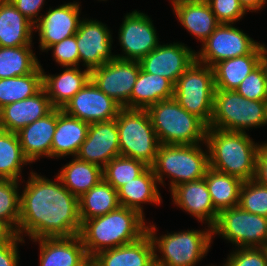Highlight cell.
<instances>
[{
  "label": "cell",
  "instance_id": "29",
  "mask_svg": "<svg viewBox=\"0 0 267 266\" xmlns=\"http://www.w3.org/2000/svg\"><path fill=\"white\" fill-rule=\"evenodd\" d=\"M173 97L174 84L170 80L140 69L131 93L130 109H147L161 100Z\"/></svg>",
  "mask_w": 267,
  "mask_h": 266
},
{
  "label": "cell",
  "instance_id": "33",
  "mask_svg": "<svg viewBox=\"0 0 267 266\" xmlns=\"http://www.w3.org/2000/svg\"><path fill=\"white\" fill-rule=\"evenodd\" d=\"M205 181L215 210L220 213L238 206L243 181L235 176L218 172L210 167L206 170Z\"/></svg>",
  "mask_w": 267,
  "mask_h": 266
},
{
  "label": "cell",
  "instance_id": "49",
  "mask_svg": "<svg viewBox=\"0 0 267 266\" xmlns=\"http://www.w3.org/2000/svg\"><path fill=\"white\" fill-rule=\"evenodd\" d=\"M259 65L262 67L264 75L267 80V46L263 43L260 44V59Z\"/></svg>",
  "mask_w": 267,
  "mask_h": 266
},
{
  "label": "cell",
  "instance_id": "18",
  "mask_svg": "<svg viewBox=\"0 0 267 266\" xmlns=\"http://www.w3.org/2000/svg\"><path fill=\"white\" fill-rule=\"evenodd\" d=\"M119 155V132L116 118L90 123L87 137L81 144L76 157L104 168L108 162Z\"/></svg>",
  "mask_w": 267,
  "mask_h": 266
},
{
  "label": "cell",
  "instance_id": "48",
  "mask_svg": "<svg viewBox=\"0 0 267 266\" xmlns=\"http://www.w3.org/2000/svg\"><path fill=\"white\" fill-rule=\"evenodd\" d=\"M239 2L247 13L260 11L267 4V0H239Z\"/></svg>",
  "mask_w": 267,
  "mask_h": 266
},
{
  "label": "cell",
  "instance_id": "7",
  "mask_svg": "<svg viewBox=\"0 0 267 266\" xmlns=\"http://www.w3.org/2000/svg\"><path fill=\"white\" fill-rule=\"evenodd\" d=\"M267 125V101L246 99L236 90L216 89L213 114L208 127L245 132Z\"/></svg>",
  "mask_w": 267,
  "mask_h": 266
},
{
  "label": "cell",
  "instance_id": "16",
  "mask_svg": "<svg viewBox=\"0 0 267 266\" xmlns=\"http://www.w3.org/2000/svg\"><path fill=\"white\" fill-rule=\"evenodd\" d=\"M196 60V51L182 42L159 44L139 60L144 72L159 75L174 85L178 78Z\"/></svg>",
  "mask_w": 267,
  "mask_h": 266
},
{
  "label": "cell",
  "instance_id": "41",
  "mask_svg": "<svg viewBox=\"0 0 267 266\" xmlns=\"http://www.w3.org/2000/svg\"><path fill=\"white\" fill-rule=\"evenodd\" d=\"M222 266H267L265 247L233 248Z\"/></svg>",
  "mask_w": 267,
  "mask_h": 266
},
{
  "label": "cell",
  "instance_id": "45",
  "mask_svg": "<svg viewBox=\"0 0 267 266\" xmlns=\"http://www.w3.org/2000/svg\"><path fill=\"white\" fill-rule=\"evenodd\" d=\"M15 8L20 11L34 25L42 14L40 13L46 0H10ZM40 14V15H39Z\"/></svg>",
  "mask_w": 267,
  "mask_h": 266
},
{
  "label": "cell",
  "instance_id": "43",
  "mask_svg": "<svg viewBox=\"0 0 267 266\" xmlns=\"http://www.w3.org/2000/svg\"><path fill=\"white\" fill-rule=\"evenodd\" d=\"M220 23L236 24L246 14L239 0H206Z\"/></svg>",
  "mask_w": 267,
  "mask_h": 266
},
{
  "label": "cell",
  "instance_id": "5",
  "mask_svg": "<svg viewBox=\"0 0 267 266\" xmlns=\"http://www.w3.org/2000/svg\"><path fill=\"white\" fill-rule=\"evenodd\" d=\"M146 110L160 144L205 143L208 126L196 115L188 113L174 98L161 100Z\"/></svg>",
  "mask_w": 267,
  "mask_h": 266
},
{
  "label": "cell",
  "instance_id": "23",
  "mask_svg": "<svg viewBox=\"0 0 267 266\" xmlns=\"http://www.w3.org/2000/svg\"><path fill=\"white\" fill-rule=\"evenodd\" d=\"M59 74H46L42 67V87L54 108H63L90 80L91 71L80 66L64 67Z\"/></svg>",
  "mask_w": 267,
  "mask_h": 266
},
{
  "label": "cell",
  "instance_id": "11",
  "mask_svg": "<svg viewBox=\"0 0 267 266\" xmlns=\"http://www.w3.org/2000/svg\"><path fill=\"white\" fill-rule=\"evenodd\" d=\"M234 25L221 23L201 44L196 60L213 67L225 59L251 54L261 44Z\"/></svg>",
  "mask_w": 267,
  "mask_h": 266
},
{
  "label": "cell",
  "instance_id": "46",
  "mask_svg": "<svg viewBox=\"0 0 267 266\" xmlns=\"http://www.w3.org/2000/svg\"><path fill=\"white\" fill-rule=\"evenodd\" d=\"M254 180L267 187V144L265 141L257 152Z\"/></svg>",
  "mask_w": 267,
  "mask_h": 266
},
{
  "label": "cell",
  "instance_id": "19",
  "mask_svg": "<svg viewBox=\"0 0 267 266\" xmlns=\"http://www.w3.org/2000/svg\"><path fill=\"white\" fill-rule=\"evenodd\" d=\"M173 205L213 228L219 213L215 210L205 178L182 183L171 190Z\"/></svg>",
  "mask_w": 267,
  "mask_h": 266
},
{
  "label": "cell",
  "instance_id": "15",
  "mask_svg": "<svg viewBox=\"0 0 267 266\" xmlns=\"http://www.w3.org/2000/svg\"><path fill=\"white\" fill-rule=\"evenodd\" d=\"M80 13V2L73 1L50 7L42 14L34 25V32H38L39 36L40 51L46 52L50 46L75 35L82 20Z\"/></svg>",
  "mask_w": 267,
  "mask_h": 266
},
{
  "label": "cell",
  "instance_id": "47",
  "mask_svg": "<svg viewBox=\"0 0 267 266\" xmlns=\"http://www.w3.org/2000/svg\"><path fill=\"white\" fill-rule=\"evenodd\" d=\"M17 232L6 222L0 219V245L12 241Z\"/></svg>",
  "mask_w": 267,
  "mask_h": 266
},
{
  "label": "cell",
  "instance_id": "14",
  "mask_svg": "<svg viewBox=\"0 0 267 266\" xmlns=\"http://www.w3.org/2000/svg\"><path fill=\"white\" fill-rule=\"evenodd\" d=\"M107 24L99 20L82 17L76 35L79 52V66L92 71L115 58L112 53L113 36Z\"/></svg>",
  "mask_w": 267,
  "mask_h": 266
},
{
  "label": "cell",
  "instance_id": "1",
  "mask_svg": "<svg viewBox=\"0 0 267 266\" xmlns=\"http://www.w3.org/2000/svg\"><path fill=\"white\" fill-rule=\"evenodd\" d=\"M56 180V181H55ZM48 179L33 170L20 192V220L17 235L39 238L73 237L79 235L78 198L56 175Z\"/></svg>",
  "mask_w": 267,
  "mask_h": 266
},
{
  "label": "cell",
  "instance_id": "28",
  "mask_svg": "<svg viewBox=\"0 0 267 266\" xmlns=\"http://www.w3.org/2000/svg\"><path fill=\"white\" fill-rule=\"evenodd\" d=\"M34 24L10 0H0V47L33 45Z\"/></svg>",
  "mask_w": 267,
  "mask_h": 266
},
{
  "label": "cell",
  "instance_id": "8",
  "mask_svg": "<svg viewBox=\"0 0 267 266\" xmlns=\"http://www.w3.org/2000/svg\"><path fill=\"white\" fill-rule=\"evenodd\" d=\"M120 155L144 162L151 167L160 142L146 109L121 108L116 117Z\"/></svg>",
  "mask_w": 267,
  "mask_h": 266
},
{
  "label": "cell",
  "instance_id": "10",
  "mask_svg": "<svg viewBox=\"0 0 267 266\" xmlns=\"http://www.w3.org/2000/svg\"><path fill=\"white\" fill-rule=\"evenodd\" d=\"M212 235H219L235 248L267 246V217L256 215L239 206L222 210L212 228Z\"/></svg>",
  "mask_w": 267,
  "mask_h": 266
},
{
  "label": "cell",
  "instance_id": "39",
  "mask_svg": "<svg viewBox=\"0 0 267 266\" xmlns=\"http://www.w3.org/2000/svg\"><path fill=\"white\" fill-rule=\"evenodd\" d=\"M238 206L250 213L267 217V187L254 179L243 181Z\"/></svg>",
  "mask_w": 267,
  "mask_h": 266
},
{
  "label": "cell",
  "instance_id": "2",
  "mask_svg": "<svg viewBox=\"0 0 267 266\" xmlns=\"http://www.w3.org/2000/svg\"><path fill=\"white\" fill-rule=\"evenodd\" d=\"M145 220L137 210L119 206L105 215L85 220L79 236L87 255L93 258L99 252L138 240L147 232Z\"/></svg>",
  "mask_w": 267,
  "mask_h": 266
},
{
  "label": "cell",
  "instance_id": "31",
  "mask_svg": "<svg viewBox=\"0 0 267 266\" xmlns=\"http://www.w3.org/2000/svg\"><path fill=\"white\" fill-rule=\"evenodd\" d=\"M66 163L57 176L62 184L77 198L94 187L103 179V168L74 156Z\"/></svg>",
  "mask_w": 267,
  "mask_h": 266
},
{
  "label": "cell",
  "instance_id": "26",
  "mask_svg": "<svg viewBox=\"0 0 267 266\" xmlns=\"http://www.w3.org/2000/svg\"><path fill=\"white\" fill-rule=\"evenodd\" d=\"M172 9L178 22L202 43L221 24L206 0L177 3Z\"/></svg>",
  "mask_w": 267,
  "mask_h": 266
},
{
  "label": "cell",
  "instance_id": "12",
  "mask_svg": "<svg viewBox=\"0 0 267 266\" xmlns=\"http://www.w3.org/2000/svg\"><path fill=\"white\" fill-rule=\"evenodd\" d=\"M122 21L118 32L122 54H116L115 58L139 61L161 43L153 20L147 14L135 9L125 14Z\"/></svg>",
  "mask_w": 267,
  "mask_h": 266
},
{
  "label": "cell",
  "instance_id": "38",
  "mask_svg": "<svg viewBox=\"0 0 267 266\" xmlns=\"http://www.w3.org/2000/svg\"><path fill=\"white\" fill-rule=\"evenodd\" d=\"M20 181L0 179V219L16 232L20 220ZM20 188V189H18Z\"/></svg>",
  "mask_w": 267,
  "mask_h": 266
},
{
  "label": "cell",
  "instance_id": "51",
  "mask_svg": "<svg viewBox=\"0 0 267 266\" xmlns=\"http://www.w3.org/2000/svg\"><path fill=\"white\" fill-rule=\"evenodd\" d=\"M187 1H192V0H171V5L172 7L177 4V3H181V2H187Z\"/></svg>",
  "mask_w": 267,
  "mask_h": 266
},
{
  "label": "cell",
  "instance_id": "9",
  "mask_svg": "<svg viewBox=\"0 0 267 266\" xmlns=\"http://www.w3.org/2000/svg\"><path fill=\"white\" fill-rule=\"evenodd\" d=\"M215 90L213 68L195 60L176 81L173 98L209 126Z\"/></svg>",
  "mask_w": 267,
  "mask_h": 266
},
{
  "label": "cell",
  "instance_id": "50",
  "mask_svg": "<svg viewBox=\"0 0 267 266\" xmlns=\"http://www.w3.org/2000/svg\"><path fill=\"white\" fill-rule=\"evenodd\" d=\"M82 266H99L93 258H89Z\"/></svg>",
  "mask_w": 267,
  "mask_h": 266
},
{
  "label": "cell",
  "instance_id": "22",
  "mask_svg": "<svg viewBox=\"0 0 267 266\" xmlns=\"http://www.w3.org/2000/svg\"><path fill=\"white\" fill-rule=\"evenodd\" d=\"M57 124V108L17 132L24 156L31 164L51 158V145Z\"/></svg>",
  "mask_w": 267,
  "mask_h": 266
},
{
  "label": "cell",
  "instance_id": "6",
  "mask_svg": "<svg viewBox=\"0 0 267 266\" xmlns=\"http://www.w3.org/2000/svg\"><path fill=\"white\" fill-rule=\"evenodd\" d=\"M202 144V145H201ZM204 144V145H203ZM206 143L196 145L160 144L154 164L151 166L159 185L166 187L165 177L169 178V191L182 183L205 177L209 168Z\"/></svg>",
  "mask_w": 267,
  "mask_h": 266
},
{
  "label": "cell",
  "instance_id": "24",
  "mask_svg": "<svg viewBox=\"0 0 267 266\" xmlns=\"http://www.w3.org/2000/svg\"><path fill=\"white\" fill-rule=\"evenodd\" d=\"M93 260L99 266H155L153 242L146 232L134 242L99 252Z\"/></svg>",
  "mask_w": 267,
  "mask_h": 266
},
{
  "label": "cell",
  "instance_id": "30",
  "mask_svg": "<svg viewBox=\"0 0 267 266\" xmlns=\"http://www.w3.org/2000/svg\"><path fill=\"white\" fill-rule=\"evenodd\" d=\"M259 59L260 45L251 54L218 62L212 67L215 88L235 90L248 74L259 65Z\"/></svg>",
  "mask_w": 267,
  "mask_h": 266
},
{
  "label": "cell",
  "instance_id": "32",
  "mask_svg": "<svg viewBox=\"0 0 267 266\" xmlns=\"http://www.w3.org/2000/svg\"><path fill=\"white\" fill-rule=\"evenodd\" d=\"M79 218L85 220L105 215L120 206L118 191L104 179L78 198Z\"/></svg>",
  "mask_w": 267,
  "mask_h": 266
},
{
  "label": "cell",
  "instance_id": "42",
  "mask_svg": "<svg viewBox=\"0 0 267 266\" xmlns=\"http://www.w3.org/2000/svg\"><path fill=\"white\" fill-rule=\"evenodd\" d=\"M52 50V57L59 66L77 67L79 66V52L76 43V35H72L62 41L50 46L47 52Z\"/></svg>",
  "mask_w": 267,
  "mask_h": 266
},
{
  "label": "cell",
  "instance_id": "13",
  "mask_svg": "<svg viewBox=\"0 0 267 266\" xmlns=\"http://www.w3.org/2000/svg\"><path fill=\"white\" fill-rule=\"evenodd\" d=\"M141 67L138 60L114 58L91 71V81L122 108L130 109V97Z\"/></svg>",
  "mask_w": 267,
  "mask_h": 266
},
{
  "label": "cell",
  "instance_id": "20",
  "mask_svg": "<svg viewBox=\"0 0 267 266\" xmlns=\"http://www.w3.org/2000/svg\"><path fill=\"white\" fill-rule=\"evenodd\" d=\"M54 107L42 88L37 94L0 109V129L13 133L45 117Z\"/></svg>",
  "mask_w": 267,
  "mask_h": 266
},
{
  "label": "cell",
  "instance_id": "44",
  "mask_svg": "<svg viewBox=\"0 0 267 266\" xmlns=\"http://www.w3.org/2000/svg\"><path fill=\"white\" fill-rule=\"evenodd\" d=\"M25 239L18 235L10 242L0 245V266H19V244L25 243Z\"/></svg>",
  "mask_w": 267,
  "mask_h": 266
},
{
  "label": "cell",
  "instance_id": "4",
  "mask_svg": "<svg viewBox=\"0 0 267 266\" xmlns=\"http://www.w3.org/2000/svg\"><path fill=\"white\" fill-rule=\"evenodd\" d=\"M157 229L154 223L147 225L154 246L155 266H196L207 256L213 243L212 228L209 226L203 230L167 231L159 237Z\"/></svg>",
  "mask_w": 267,
  "mask_h": 266
},
{
  "label": "cell",
  "instance_id": "27",
  "mask_svg": "<svg viewBox=\"0 0 267 266\" xmlns=\"http://www.w3.org/2000/svg\"><path fill=\"white\" fill-rule=\"evenodd\" d=\"M158 185L152 167H148L137 178L125 183L117 190L120 206L137 210L145 217L142 204L159 206L163 202Z\"/></svg>",
  "mask_w": 267,
  "mask_h": 266
},
{
  "label": "cell",
  "instance_id": "36",
  "mask_svg": "<svg viewBox=\"0 0 267 266\" xmlns=\"http://www.w3.org/2000/svg\"><path fill=\"white\" fill-rule=\"evenodd\" d=\"M42 65L33 73L0 79V109L32 97L42 89Z\"/></svg>",
  "mask_w": 267,
  "mask_h": 266
},
{
  "label": "cell",
  "instance_id": "21",
  "mask_svg": "<svg viewBox=\"0 0 267 266\" xmlns=\"http://www.w3.org/2000/svg\"><path fill=\"white\" fill-rule=\"evenodd\" d=\"M39 266H82L90 257L79 235L39 238Z\"/></svg>",
  "mask_w": 267,
  "mask_h": 266
},
{
  "label": "cell",
  "instance_id": "35",
  "mask_svg": "<svg viewBox=\"0 0 267 266\" xmlns=\"http://www.w3.org/2000/svg\"><path fill=\"white\" fill-rule=\"evenodd\" d=\"M32 47H0V79L33 73L41 63Z\"/></svg>",
  "mask_w": 267,
  "mask_h": 266
},
{
  "label": "cell",
  "instance_id": "34",
  "mask_svg": "<svg viewBox=\"0 0 267 266\" xmlns=\"http://www.w3.org/2000/svg\"><path fill=\"white\" fill-rule=\"evenodd\" d=\"M30 164L23 154L18 134L0 129V179L21 180L23 183V167Z\"/></svg>",
  "mask_w": 267,
  "mask_h": 266
},
{
  "label": "cell",
  "instance_id": "25",
  "mask_svg": "<svg viewBox=\"0 0 267 266\" xmlns=\"http://www.w3.org/2000/svg\"><path fill=\"white\" fill-rule=\"evenodd\" d=\"M90 124L57 108V124L51 145V158L76 156L85 141Z\"/></svg>",
  "mask_w": 267,
  "mask_h": 266
},
{
  "label": "cell",
  "instance_id": "40",
  "mask_svg": "<svg viewBox=\"0 0 267 266\" xmlns=\"http://www.w3.org/2000/svg\"><path fill=\"white\" fill-rule=\"evenodd\" d=\"M235 90L246 99L267 101V80L262 67L253 69Z\"/></svg>",
  "mask_w": 267,
  "mask_h": 266
},
{
  "label": "cell",
  "instance_id": "3",
  "mask_svg": "<svg viewBox=\"0 0 267 266\" xmlns=\"http://www.w3.org/2000/svg\"><path fill=\"white\" fill-rule=\"evenodd\" d=\"M247 132H231L207 127L206 147L209 167L221 173L253 180L256 156L263 142L255 143Z\"/></svg>",
  "mask_w": 267,
  "mask_h": 266
},
{
  "label": "cell",
  "instance_id": "37",
  "mask_svg": "<svg viewBox=\"0 0 267 266\" xmlns=\"http://www.w3.org/2000/svg\"><path fill=\"white\" fill-rule=\"evenodd\" d=\"M149 166L140 160L122 155L113 158L103 168V179L115 190L141 175Z\"/></svg>",
  "mask_w": 267,
  "mask_h": 266
},
{
  "label": "cell",
  "instance_id": "17",
  "mask_svg": "<svg viewBox=\"0 0 267 266\" xmlns=\"http://www.w3.org/2000/svg\"><path fill=\"white\" fill-rule=\"evenodd\" d=\"M121 108L90 80L65 104L62 110L90 124L115 119Z\"/></svg>",
  "mask_w": 267,
  "mask_h": 266
}]
</instances>
